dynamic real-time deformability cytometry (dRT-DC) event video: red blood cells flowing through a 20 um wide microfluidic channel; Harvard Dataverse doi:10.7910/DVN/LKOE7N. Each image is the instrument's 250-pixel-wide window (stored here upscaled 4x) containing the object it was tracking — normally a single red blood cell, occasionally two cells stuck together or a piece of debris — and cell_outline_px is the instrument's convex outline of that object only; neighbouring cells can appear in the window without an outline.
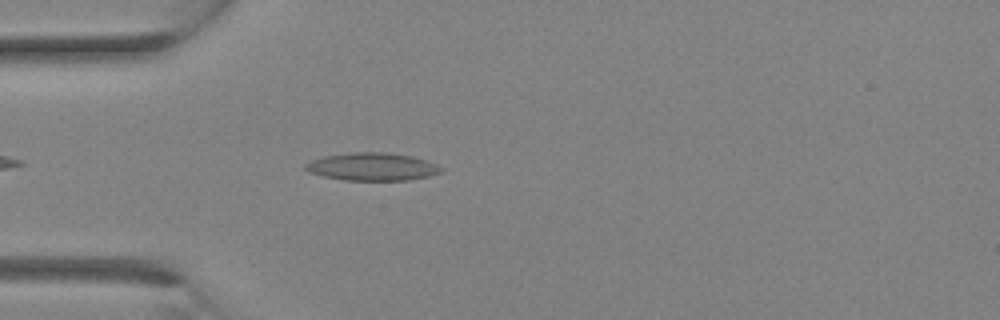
{"species": "Egyptian fruit bat (a non-hibernating species)", "species_latin": "Rousettus aegyptiacus", "temperature_condition": "room temperature", "stored_images_in_passage": 24, "camera_frame_rate_fps": 3000, "um_per_image_px": 0.085, "animal": {"sex": "female"}, "frame": {"image": 1, "passage_image": 3, "time_ms": 0.667, "image_size_px": [1000, 320], "cell_outline_px": [[444, 168], [440, 172], [428, 176], [408, 180], [344, 180], [324, 176], [308, 172], [304, 168], [304, 164], [312, 160], [324, 156], [352, 152], [384, 152], [412, 156], [436, 164]], "centroid_in_image_um": [31.62, 14.17], "position_along_channel_um": 53.4, "area_um2": 21.85}}
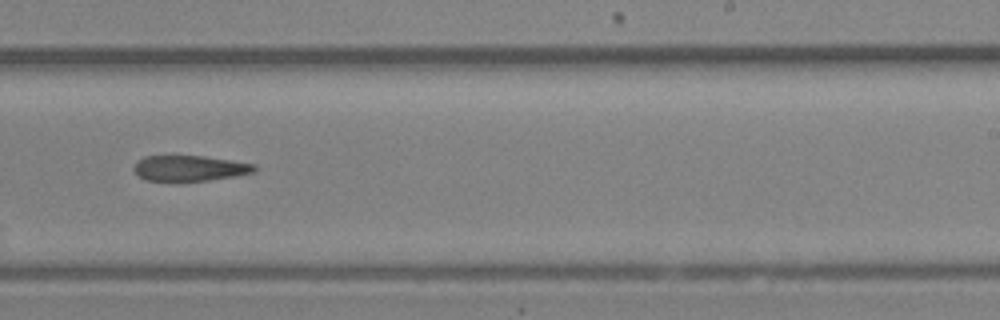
{"frame": {"image": 2, "passage_image": 13, "time_ms": 4.0, "image_size_px": [1000, 320], "cell_outline_px": [[256, 172], [236, 176], [180, 184], [176, 184], [144, 180], [132, 168], [136, 160], [144, 156], [204, 156], [232, 160], [256, 164]], "centroid_in_image_um": [16.08, 14.34], "position_along_channel_um": 272.9, "area_um2": 18.9}}
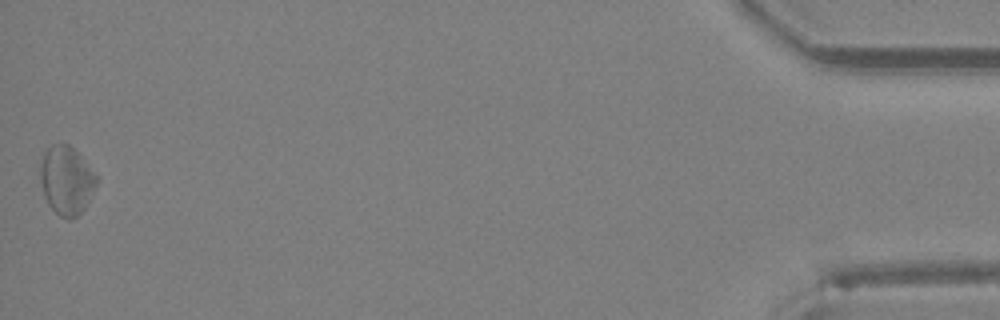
{"frame": {"image": 3, "passage_image": 24, "time_ms": 7.667, "image_size_px": [1000, 320], "cell_outline_px": [[100, 180], [84, 208], [76, 216], [68, 220], [60, 216], [48, 204], [44, 196], [40, 180], [40, 164], [44, 152], [52, 144], [68, 144], [80, 156]], "centroid_in_image_um": [5.64, 15.34], "position_along_channel_um": 429.6, "area_um2": 22.25}}